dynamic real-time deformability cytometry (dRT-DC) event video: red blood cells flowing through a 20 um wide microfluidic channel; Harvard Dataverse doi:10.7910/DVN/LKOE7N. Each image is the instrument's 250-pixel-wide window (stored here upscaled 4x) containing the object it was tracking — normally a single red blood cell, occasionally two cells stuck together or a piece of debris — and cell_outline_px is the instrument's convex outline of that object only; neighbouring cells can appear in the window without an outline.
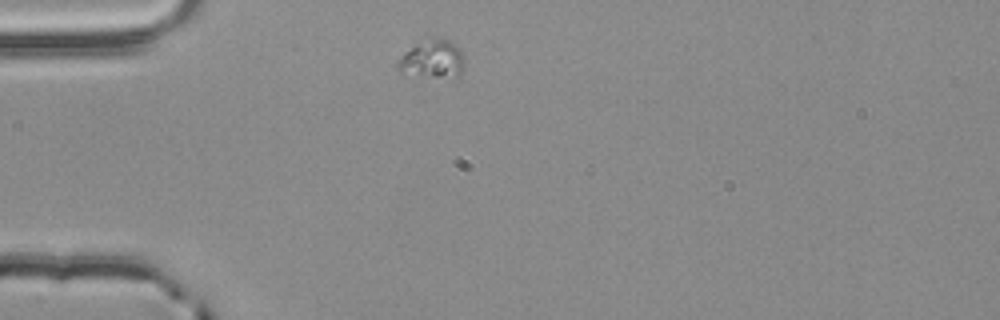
{"species": "common noctule bat (a hibernating species)", "species_latin": "Nyctalus noctula", "temperature_condition": "room temperature", "stored_images_in_passage": 1, "camera_frame_rate_fps": 3000, "um_per_image_px": 0.085, "animal": {"sex": "male", "body_mass_g": 20.4}, "frame": {"image": 1, "passage_image": 1, "time_ms": 0.0, "image_size_px": [1000, 320], "cell_outline_px": [[464, 68], [460, 76], [436, 76], [400, 72], [396, 68], [396, 60], [404, 52], [416, 44], [432, 36], [448, 40], [460, 48], [464, 52]], "centroid_in_image_um": [36.77, 4.99], "position_along_channel_um": 48.2, "area_um2": 14.85}}